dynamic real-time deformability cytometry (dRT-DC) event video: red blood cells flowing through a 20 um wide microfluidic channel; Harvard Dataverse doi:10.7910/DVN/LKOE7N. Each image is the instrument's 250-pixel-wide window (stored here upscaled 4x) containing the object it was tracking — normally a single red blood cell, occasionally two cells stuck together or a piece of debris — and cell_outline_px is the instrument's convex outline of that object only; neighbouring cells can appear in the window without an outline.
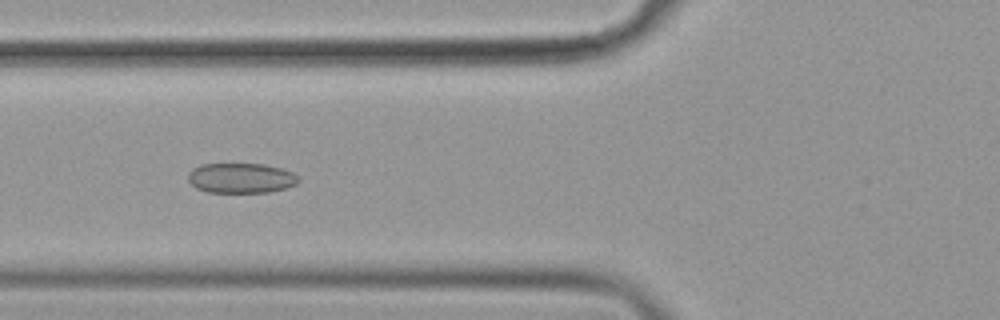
{"species": "common noctule bat (a hibernating species)", "species_latin": "Nyctalus noctula", "temperature_condition": "cold", "stored_images_in_passage": 38, "camera_frame_rate_fps": 3000, "um_per_image_px": 0.085, "animal": {"sex": "female", "body_mass_g": 19.9}, "frame": {"image": 1, "passage_image": 11, "time_ms": 3.333, "image_size_px": [1000, 320], "cell_outline_px": [[300, 180], [296, 184], [288, 188], [268, 192], [208, 192], [196, 188], [188, 180], [188, 172], [192, 168], [200, 164], [264, 164], [280, 168], [292, 172], [300, 176]], "centroid_in_image_um": [20.5, 15.13], "position_along_channel_um": 105.3, "area_um2": 19.48}}
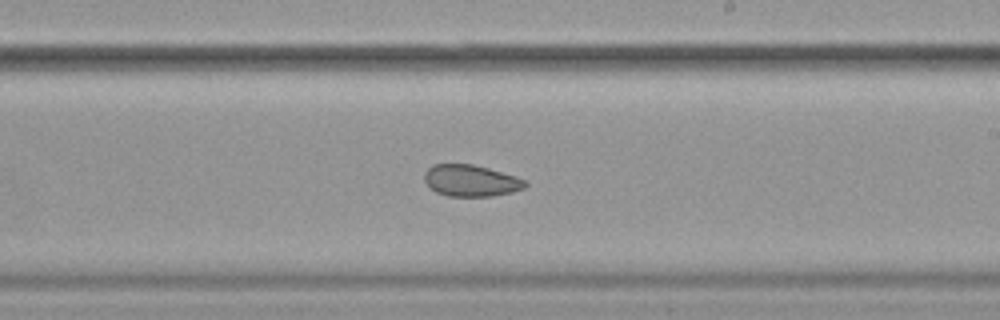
{"frame": {"image": 2, "passage_image": 23, "time_ms": 7.333, "image_size_px": [1000, 320], "cell_outline_px": [[528, 184], [524, 188], [512, 192], [492, 196], [448, 196], [436, 192], [428, 188], [424, 180], [424, 172], [432, 164], [472, 164], [488, 168], [516, 176], [524, 180]], "centroid_in_image_um": [39.99, 15.35], "position_along_channel_um": 249.0, "area_um2": 18.67}}
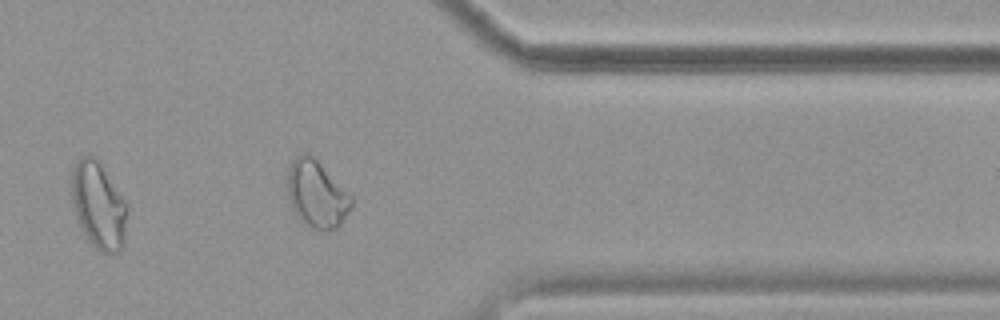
{"frame": {"image": 3, "passage_image": 35, "time_ms": 11.333, "image_size_px": [1000, 320], "cell_outline_px": [[128, 212], [124, 240], [120, 252], [100, 252], [88, 240], [76, 216], [72, 200], [72, 168], [76, 160], [80, 156], [96, 156], [128, 204]], "centroid_in_image_um": [8.39, 17.43], "position_along_channel_um": 403.0, "area_um2": 28.21}, "authors_computed_cell_mechanics": {"area_um2": 19.5942, "velocity_mm_per_s": 3.5949, "shape_relaxation_time_tau1_ms": null, "shape_relaxation_time_tau2_ms": 2.5379, "deformation_change_tau1": null, "deformation_change_tau2": 0.0727}}